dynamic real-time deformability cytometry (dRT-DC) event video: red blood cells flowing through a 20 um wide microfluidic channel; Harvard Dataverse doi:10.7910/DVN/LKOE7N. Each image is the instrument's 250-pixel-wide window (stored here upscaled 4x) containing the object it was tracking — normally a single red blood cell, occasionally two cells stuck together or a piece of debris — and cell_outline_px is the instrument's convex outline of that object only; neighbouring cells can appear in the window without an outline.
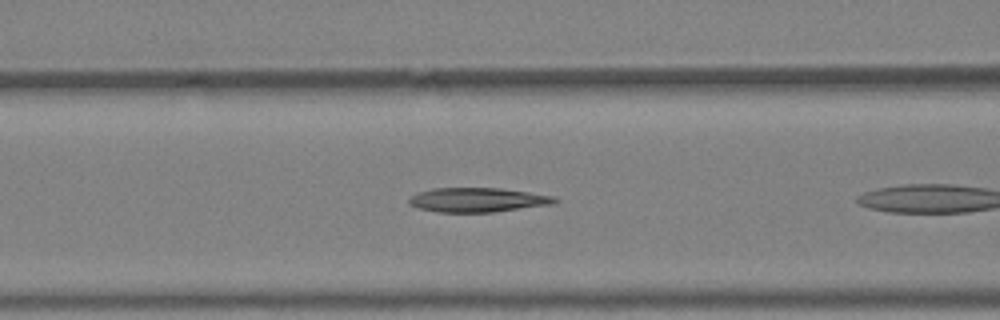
{"species": "Egyptian fruit bat (a non-hibernating species)", "species_latin": "Rousettus aegyptiacus", "temperature_condition": "warm", "stored_images_in_passage": 7, "camera_frame_rate_fps": 3000, "um_per_image_px": 0.085, "animal": {"sex": "female"}, "frame": {"image": 1, "passage_image": 4, "time_ms": 1.0, "image_size_px": [1000, 320], "cell_outline_px": [[560, 200], [552, 204], [492, 212], [440, 212], [416, 208], [408, 204], [408, 200], [412, 196], [420, 192], [432, 188], [500, 188], [556, 196]], "centroid_in_image_um": [40.6, 16.99], "position_along_channel_um": 126.0, "area_um2": 20.63}}
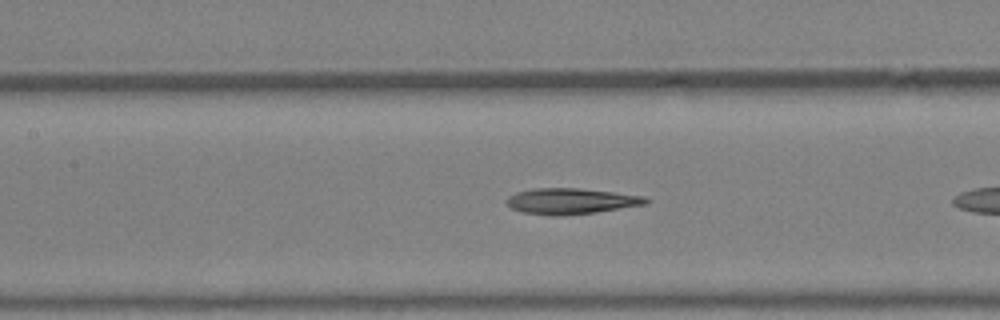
{"frame": {"image": 2, "passage_image": 6, "time_ms": 1.667, "image_size_px": [1000, 320], "cell_outline_px": [[648, 204], [596, 212], [556, 216], [552, 216], [524, 212], [512, 208], [504, 200], [508, 196], [516, 192], [532, 188], [580, 188], [644, 196], [648, 200]], "centroid_in_image_um": [48.51, 17.09], "position_along_channel_um": 158.9, "area_um2": 20.92}}